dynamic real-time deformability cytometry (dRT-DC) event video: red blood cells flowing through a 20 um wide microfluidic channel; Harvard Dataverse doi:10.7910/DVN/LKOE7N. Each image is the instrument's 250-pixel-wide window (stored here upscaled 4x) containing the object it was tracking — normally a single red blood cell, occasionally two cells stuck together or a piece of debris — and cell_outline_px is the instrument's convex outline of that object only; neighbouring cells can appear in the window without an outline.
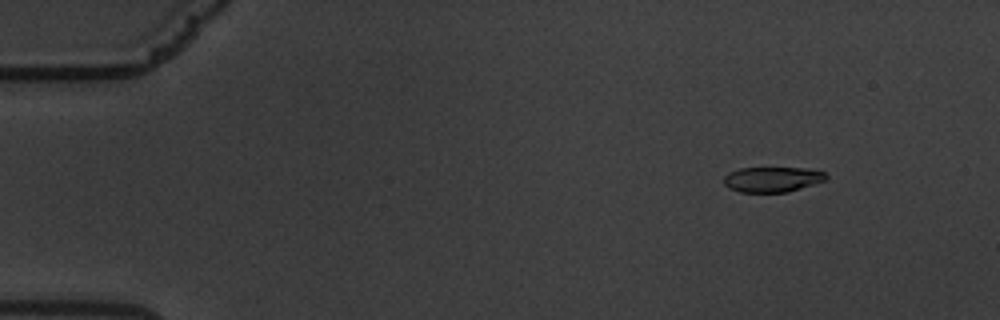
{"species": "common noctule bat (a hibernating species)", "species_latin": "Nyctalus noctula", "temperature_condition": "warm", "stored_images_in_passage": 14, "camera_frame_rate_fps": 3000, "um_per_image_px": 0.085, "animal": {"sex": "male", "body_mass_g": 19.5, "forearm_length_mm": 54.6}, "frame": {"image": 1, "passage_image": 5, "time_ms": 1.333, "image_size_px": [1000, 320], "cell_outline_px": [[828, 176], [824, 180], [788, 192], [740, 192], [728, 188], [724, 184], [724, 176], [728, 172], [740, 168], [804, 168], [824, 172]], "centroid_in_image_um": [65.59, 15.24], "position_along_channel_um": 19.4, "area_um2": 14.91}}